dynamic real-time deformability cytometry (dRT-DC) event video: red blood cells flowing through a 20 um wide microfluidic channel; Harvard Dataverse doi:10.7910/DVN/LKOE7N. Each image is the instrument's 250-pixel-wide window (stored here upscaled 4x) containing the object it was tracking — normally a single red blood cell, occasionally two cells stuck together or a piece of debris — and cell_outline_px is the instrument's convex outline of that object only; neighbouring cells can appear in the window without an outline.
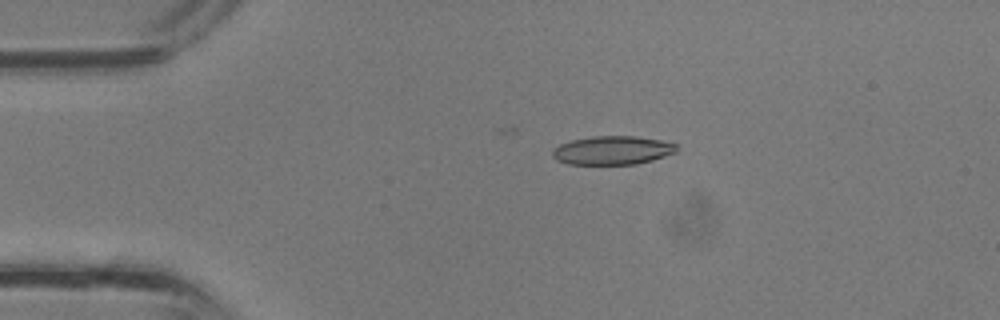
{"species": "common noctule bat (a hibernating species)", "species_latin": "Nyctalus noctula", "temperature_condition": "room temperature", "stored_images_in_passage": 36, "camera_frame_rate_fps": 3000, "um_per_image_px": 0.085, "animal": {"sex": "male", "body_mass_g": 13.3}, "frame": {"image": 1, "passage_image": 7, "time_ms": 2.0, "image_size_px": [1000, 320], "cell_outline_px": [[676, 152], [652, 160], [636, 164], [568, 164], [556, 160], [552, 156], [552, 148], [560, 144], [572, 140], [592, 136], [636, 136], [660, 140], [676, 144]], "centroid_in_image_um": [52.02, 12.77], "position_along_channel_um": 33.0, "area_um2": 20.69}}
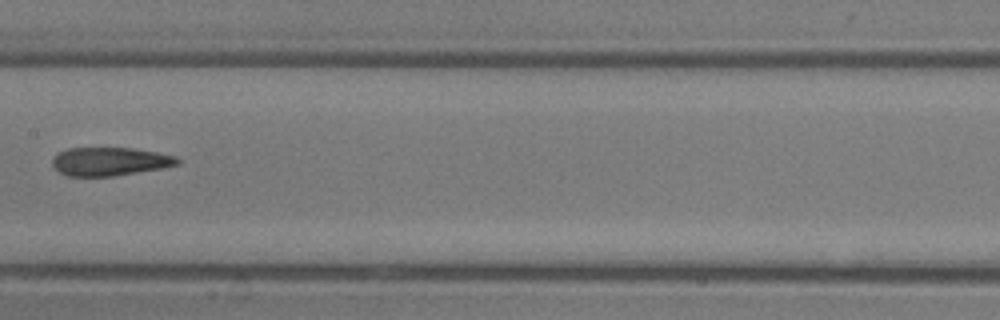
{"frame": {"image": 2, "passage_image": 18, "time_ms": 5.667, "image_size_px": [1000, 320], "cell_outline_px": [[180, 164], [164, 168], [112, 176], [68, 176], [60, 172], [52, 164], [52, 156], [56, 152], [68, 148], [132, 148], [156, 152], [176, 156], [180, 160]], "centroid_in_image_um": [9.33, 13.72], "position_along_channel_um": 198.1, "area_um2": 20.81}}
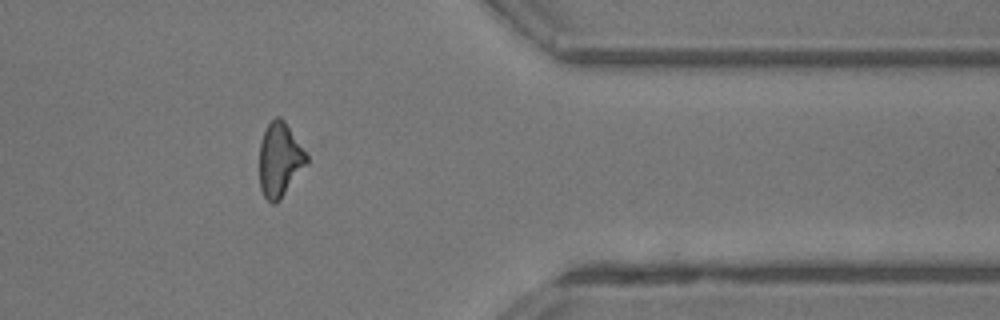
{"frame": {"image": 3, "passage_image": 29, "time_ms": 9.333, "image_size_px": [1000, 320], "cell_outline_px": [[308, 164], [280, 200], [276, 204], [272, 204], [264, 196], [260, 188], [260, 144], [264, 132], [268, 124], [276, 116], [280, 116], [284, 120], [308, 156]], "centroid_in_image_um": [23.79, 13.61], "position_along_channel_um": 387.6, "area_um2": 20.35}}